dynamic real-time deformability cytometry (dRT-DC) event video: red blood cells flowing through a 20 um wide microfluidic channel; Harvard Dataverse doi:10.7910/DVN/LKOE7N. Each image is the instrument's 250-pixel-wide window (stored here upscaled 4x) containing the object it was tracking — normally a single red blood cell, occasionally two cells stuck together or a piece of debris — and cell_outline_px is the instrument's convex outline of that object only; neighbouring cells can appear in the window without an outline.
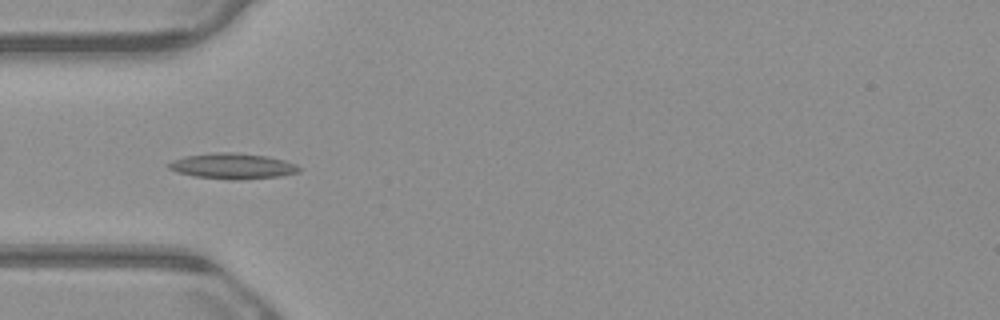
{"species": "common noctule bat (a hibernating species)", "species_latin": "Nyctalus noctula", "temperature_condition": "warm", "stored_images_in_passage": 12, "camera_frame_rate_fps": 3000, "um_per_image_px": 0.085, "animal": {"sex": "male", "body_mass_g": 23.1, "forearm_length_mm": 52.7}, "frame": {"image": 1, "passage_image": 3, "time_ms": 0.667, "image_size_px": [1000, 320], "cell_outline_px": [[304, 168], [300, 172], [280, 176], [240, 180], [228, 180], [192, 176], [176, 172], [168, 168], [164, 164], [172, 160], [184, 156], [216, 152], [232, 152], [268, 156], [284, 160], [296, 164]], "centroid_in_image_um": [19.76, 14.12], "position_along_channel_um": 65.2, "area_um2": 19.94}}
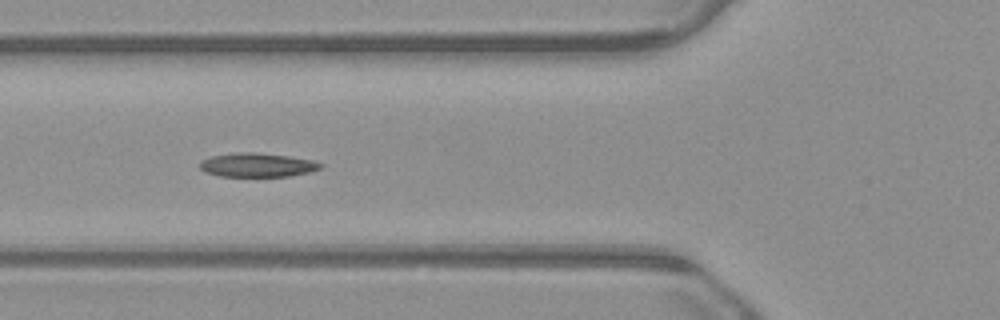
{"frame": {"image": 2, "passage_image": 6, "time_ms": 1.667, "image_size_px": [1000, 320], "cell_outline_px": [[324, 164], [320, 168], [308, 172], [288, 176], [220, 176], [204, 172], [200, 168], [200, 160], [212, 156], [236, 152], [256, 152], [288, 156], [312, 160]], "centroid_in_image_um": [21.83, 14.02], "position_along_channel_um": 104.0, "area_um2": 16.76}}